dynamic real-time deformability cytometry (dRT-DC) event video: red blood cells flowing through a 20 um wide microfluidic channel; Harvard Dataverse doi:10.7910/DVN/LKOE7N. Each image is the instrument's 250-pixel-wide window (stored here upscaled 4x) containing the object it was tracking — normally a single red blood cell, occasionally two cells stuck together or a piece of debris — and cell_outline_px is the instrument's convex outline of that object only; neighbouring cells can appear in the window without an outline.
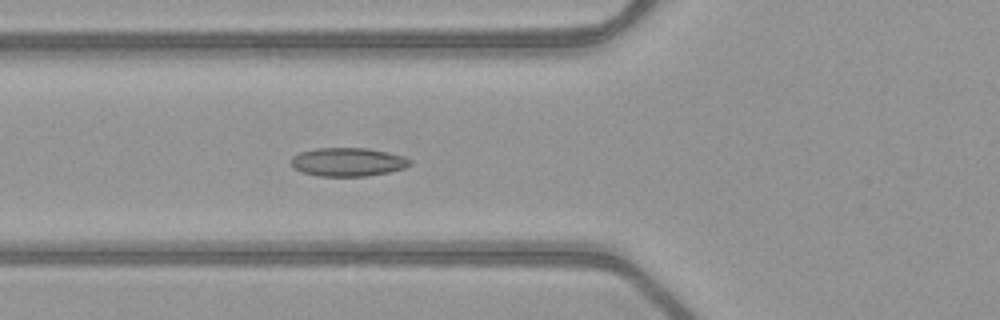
{"species": "common noctule bat (a hibernating species)", "species_latin": "Nyctalus noctula", "temperature_condition": "warm", "stored_images_in_passage": 53, "camera_frame_rate_fps": 3000, "um_per_image_px": 0.085, "animal": {"sex": "female", "body_mass_g": 21.9}, "frame": {"image": 1, "passage_image": 21, "time_ms": 6.667, "image_size_px": [1000, 320], "cell_outline_px": [[412, 164], [404, 168], [388, 172], [364, 176], [316, 176], [292, 168], [292, 156], [300, 152], [316, 148], [368, 148], [388, 152], [404, 156], [412, 160]], "centroid_in_image_um": [29.58, 13.76], "position_along_channel_um": 96.2, "area_um2": 19.83}}
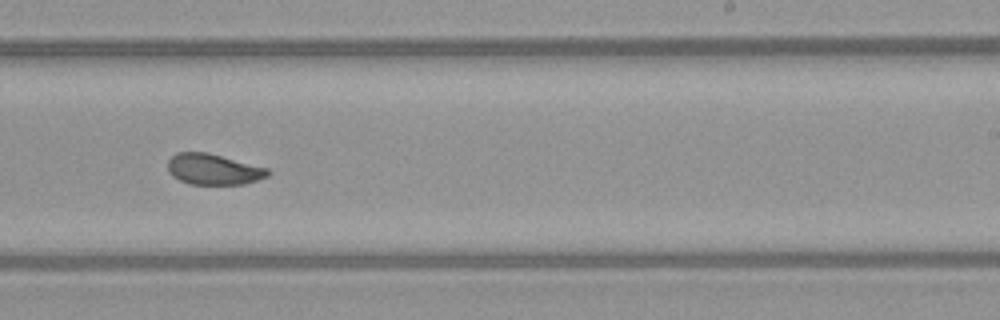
{"frame": {"image": 2, "passage_image": 34, "time_ms": 11.0, "image_size_px": [1000, 320], "cell_outline_px": [[272, 172], [268, 176], [244, 184], [188, 184], [172, 176], [168, 172], [168, 160], [176, 152], [208, 152], [268, 168]], "centroid_in_image_um": [18.14, 14.38], "position_along_channel_um": 270.9, "area_um2": 18.09}}
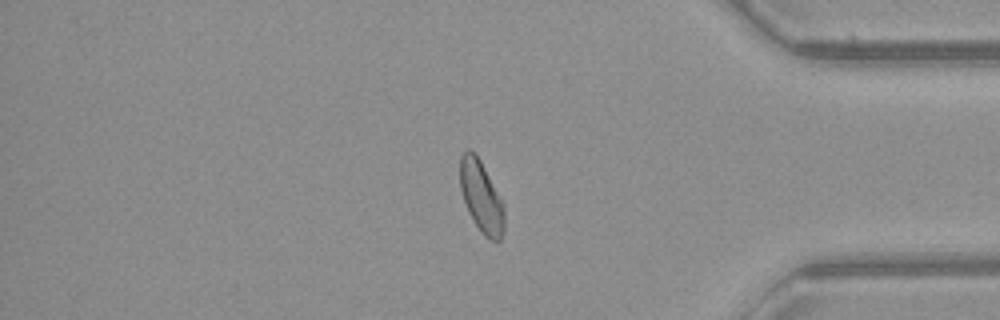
{"frame": {"image": 3, "passage_image": 45, "time_ms": 14.667, "image_size_px": [1000, 320], "cell_outline_px": [[504, 232], [500, 240], [492, 240], [484, 236], [480, 232], [468, 212], [460, 188], [460, 156], [468, 148], [476, 152], [504, 204]], "centroid_in_image_um": [40.91, 16.71], "position_along_channel_um": 394.3, "area_um2": 18.55}, "authors_computed_cell_mechanics": {"area_um2": 19.1896, "velocity_mm_per_s": 4.0161, "shape_relaxation_time_tau1_ms": 10.3911, "shape_relaxation_time_tau2_ms": 2.6547, "deformation_change_tau1": 0.2027, "deformation_change_tau2": 0.0709}}